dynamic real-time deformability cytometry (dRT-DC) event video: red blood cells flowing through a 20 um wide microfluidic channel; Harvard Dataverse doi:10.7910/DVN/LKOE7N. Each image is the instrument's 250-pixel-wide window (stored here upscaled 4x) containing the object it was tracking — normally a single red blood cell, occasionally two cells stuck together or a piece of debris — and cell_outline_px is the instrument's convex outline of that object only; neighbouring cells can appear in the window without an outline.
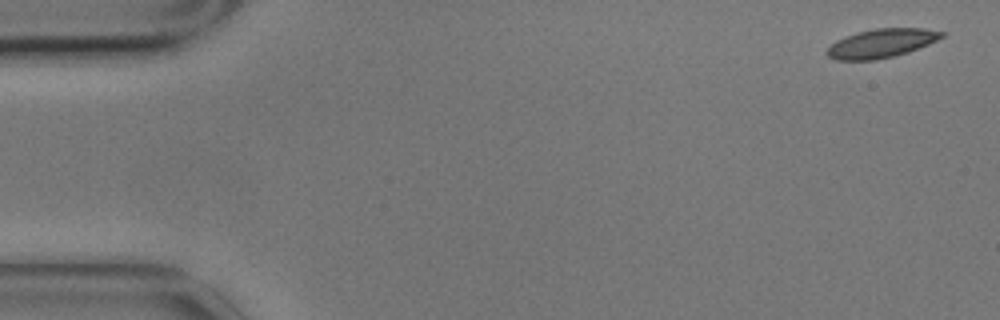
{"species": "common noctule bat (a hibernating species)", "species_latin": "Nyctalus noctula", "temperature_condition": "cold", "stored_images_in_passage": 5, "camera_frame_rate_fps": 3000, "um_per_image_px": 0.085, "animal": {"sex": "male", "body_mass_g": 17.9}, "frame": {"image": 1, "passage_image": 1, "time_ms": 0.0, "image_size_px": [1000, 320], "cell_outline_px": [[948, 32], [944, 36], [928, 44], [908, 52], [876, 60], [836, 60], [828, 56], [828, 48], [836, 40], [844, 36], [856, 32], [876, 28], [924, 28]], "centroid_in_image_um": [74.94, 3.66], "position_along_channel_um": 10.1, "area_um2": 19.25}}
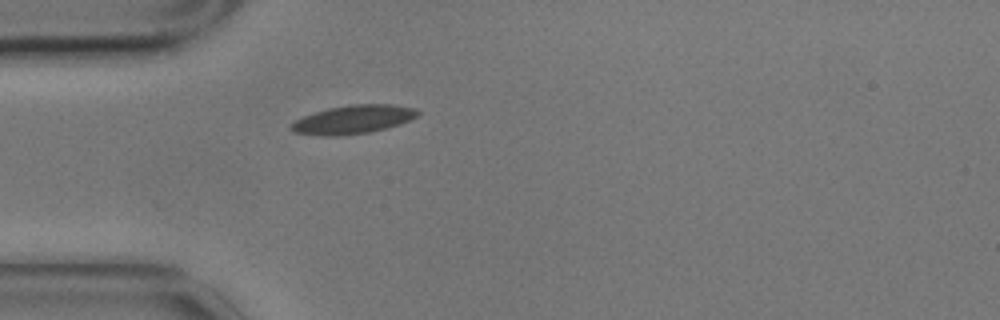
{"frame": {"image": 2, "passage_image": 5, "time_ms": 1.333, "image_size_px": [1000, 320], "cell_outline_px": [[420, 112], [416, 116], [400, 124], [368, 132], [340, 136], [324, 136], [296, 132], [288, 128], [288, 124], [304, 116], [328, 108], [352, 104], [392, 104], [416, 108]], "centroid_in_image_um": [30.0, 10.15], "position_along_channel_um": 55.0, "area_um2": 20.92}}